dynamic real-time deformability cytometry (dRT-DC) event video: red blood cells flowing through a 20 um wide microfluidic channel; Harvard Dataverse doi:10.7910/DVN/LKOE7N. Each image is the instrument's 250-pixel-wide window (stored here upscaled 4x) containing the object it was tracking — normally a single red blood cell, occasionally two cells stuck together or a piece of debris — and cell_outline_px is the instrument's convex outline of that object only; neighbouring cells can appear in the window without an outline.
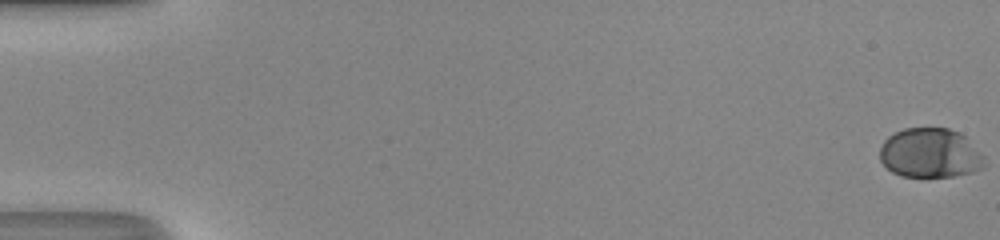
{"species": "human", "species_latin": "Homo sapiens", "temperature_condition": "room temperature", "stored_images_in_passage": 51, "camera_frame_rate_fps": 3000, "um_per_image_px": 0.085, "donor": {"sex": "male"}, "frame": {"image": 1, "passage_image": 1, "time_ms": 0.0, "image_size_px": [1000, 240], "cell_outline_px": [[984, 168], [972, 172], [952, 176], [900, 176], [892, 172], [880, 160], [880, 148], [884, 140], [888, 136], [904, 128], [948, 128], [964, 136], [984, 156]], "centroid_in_image_um": [79.05, 13.01], "position_along_channel_um": 6.0, "area_um2": 30.0}}
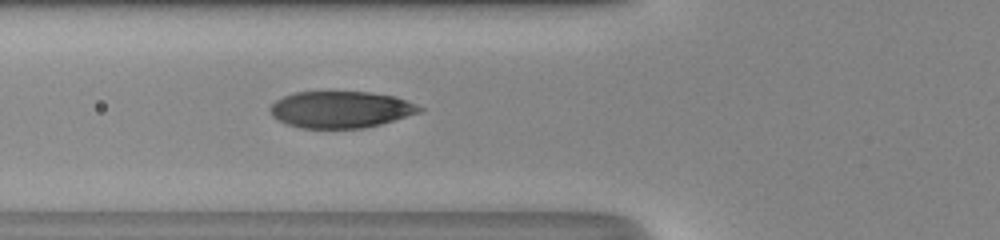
{"frame": {"image": 2, "passage_image": 21, "time_ms": 6.667, "image_size_px": [1000, 240], "cell_outline_px": [[424, 112], [380, 124], [364, 128], [300, 128], [288, 124], [272, 116], [268, 108], [276, 100], [284, 96], [296, 92], [372, 92], [396, 96], [416, 104], [424, 108]], "centroid_in_image_um": [29.0, 9.31], "position_along_channel_um": 96.8, "area_um2": 32.08}}
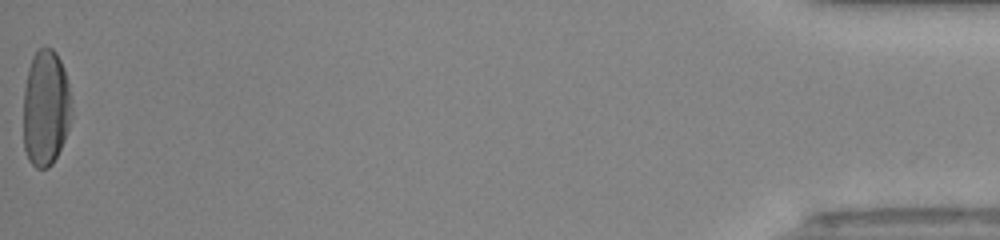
{"frame": {"image": 3, "passage_image": 51, "time_ms": 16.667, "image_size_px": [1000, 240], "cell_outline_px": [[72, 112], [68, 128], [64, 140], [52, 164], [48, 168], [36, 168], [28, 160], [24, 148], [24, 88], [28, 68], [32, 56], [40, 48], [52, 48], [56, 52], [64, 68], [72, 100]], "centroid_in_image_um": [3.89, 9.18], "position_along_channel_um": 431.3, "area_um2": 32.83}, "authors_computed_cell_mechanics": {"area_um2": 32.079, "velocity_mm_per_s": 4.3139, "shape_relaxation_time_tau1_ms": 2.917, "shape_relaxation_time_tau2_ms": null, "deformation_change_tau1": 0.1899, "deformation_change_tau2": null}}